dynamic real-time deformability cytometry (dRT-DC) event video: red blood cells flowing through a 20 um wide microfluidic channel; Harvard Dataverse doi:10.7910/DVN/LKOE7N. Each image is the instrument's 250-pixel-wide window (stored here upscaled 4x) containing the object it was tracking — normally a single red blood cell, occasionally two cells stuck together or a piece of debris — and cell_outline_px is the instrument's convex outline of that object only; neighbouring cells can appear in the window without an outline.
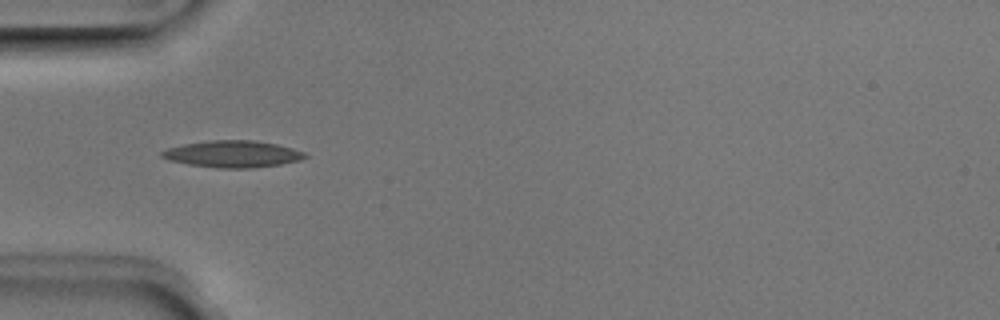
{"species": "Egyptian fruit bat (a non-hibernating species)", "species_latin": "Rousettus aegyptiacus", "temperature_condition": "room temperature", "stored_images_in_passage": 22, "camera_frame_rate_fps": 3000, "um_per_image_px": 0.085, "animal": {"sex": "male"}, "frame": {"image": 1, "passage_image": 4, "time_ms": 1.0, "image_size_px": [1000, 320], "cell_outline_px": [[308, 156], [300, 160], [280, 164], [252, 168], [216, 168], [188, 164], [168, 160], [160, 156], [160, 152], [168, 148], [184, 144], [208, 140], [252, 140], [276, 144], [292, 148], [304, 152]], "centroid_in_image_um": [19.75, 13.09], "position_along_channel_um": 65.2, "area_um2": 22.31}}
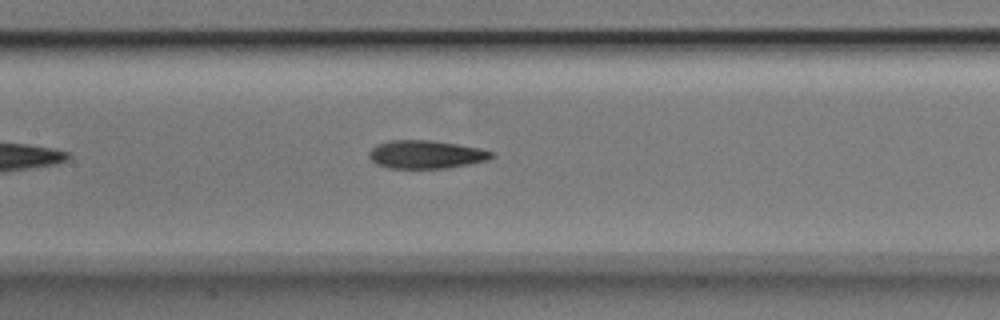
{"frame": {"image": 2, "passage_image": 12, "time_ms": 3.667, "image_size_px": [1000, 320], "cell_outline_px": [[496, 152], [492, 156], [484, 160], [468, 164], [448, 168], [388, 168], [376, 164], [368, 156], [368, 152], [376, 144], [388, 140], [432, 140], [480, 148]], "centroid_in_image_um": [36.16, 13.12], "position_along_channel_um": 171.2, "area_um2": 20.11}}
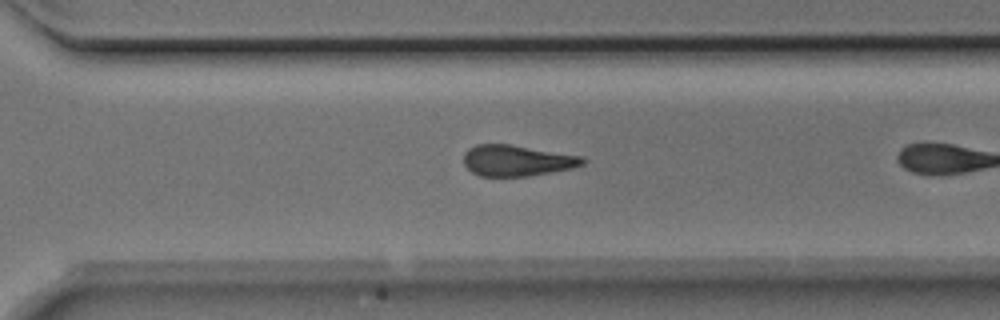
{"frame": {"image": 3, "passage_image": 21, "time_ms": 6.667, "image_size_px": [1000, 320], "cell_outline_px": [[588, 160], [584, 164], [572, 168], [528, 176], [480, 176], [472, 172], [464, 164], [464, 152], [468, 148], [476, 144], [508, 144], [584, 156]], "centroid_in_image_um": [43.95, 13.64], "position_along_channel_um": 326.6, "area_um2": 21.56}}